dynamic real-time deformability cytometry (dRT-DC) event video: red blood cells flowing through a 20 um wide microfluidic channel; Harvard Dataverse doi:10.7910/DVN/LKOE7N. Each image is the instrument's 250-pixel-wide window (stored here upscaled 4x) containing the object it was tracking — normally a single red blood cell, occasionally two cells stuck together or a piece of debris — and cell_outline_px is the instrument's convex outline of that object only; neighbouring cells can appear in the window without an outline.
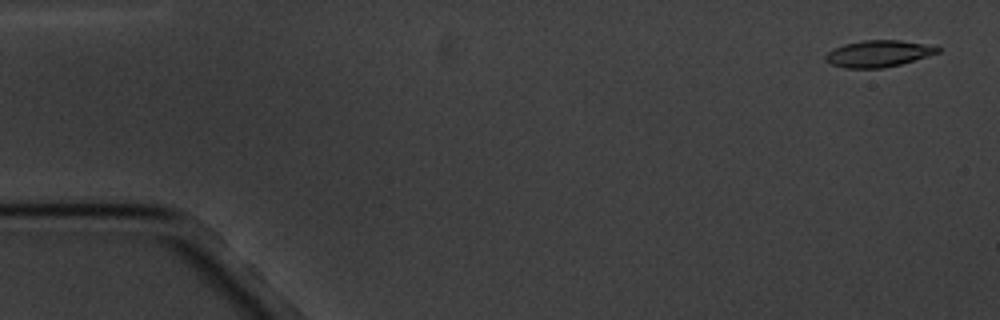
{"species": "common noctule bat (a hibernating species)", "species_latin": "Nyctalus noctula", "temperature_condition": "cold", "stored_images_in_passage": 5, "segment_of_instrument_passage": [1, 2], "camera_frame_rate_fps": 3000, "um_per_image_px": 0.085, "animal": {"sex": "male", "body_mass_g": 20.1, "forearm_length_mm": 53.5}, "frame": {"image": 1, "passage_image": 1, "time_ms": 0.0, "image_size_px": [1000, 320], "cell_outline_px": [[940, 52], [900, 64], [884, 68], [844, 68], [832, 64], [824, 60], [824, 56], [828, 52], [844, 44], [864, 40], [900, 40], [924, 44], [940, 48]], "centroid_in_image_um": [74.63, 4.56], "position_along_channel_um": 10.4, "area_um2": 17.17}}